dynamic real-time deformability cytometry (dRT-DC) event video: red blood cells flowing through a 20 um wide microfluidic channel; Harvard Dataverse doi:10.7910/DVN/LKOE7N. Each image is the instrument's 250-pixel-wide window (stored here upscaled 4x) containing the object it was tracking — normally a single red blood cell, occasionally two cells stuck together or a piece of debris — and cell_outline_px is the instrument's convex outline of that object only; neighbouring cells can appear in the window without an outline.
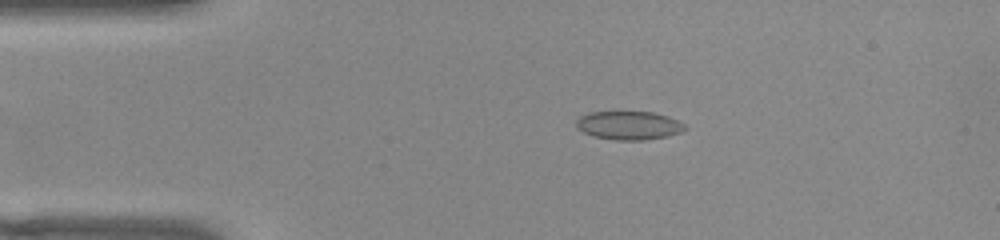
{"species": "common noctule bat (a hibernating species)", "species_latin": "Nyctalus noctula", "temperature_condition": "warm", "stored_images_in_passage": 44, "camera_frame_rate_fps": 3000, "um_per_image_px": 0.085, "animal": {"sex": "female", "body_mass_g": 22.0, "forearm_length_mm": 56.7}, "frame": {"image": 1, "passage_image": 1, "time_ms": 0.0, "image_size_px": [1000, 240], "cell_outline_px": [[688, 128], [680, 132], [668, 136], [644, 140], [616, 140], [592, 136], [576, 128], [576, 120], [580, 116], [588, 112], [652, 112], [668, 116], [684, 124]], "centroid_in_image_um": [53.43, 10.66], "position_along_channel_um": 31.6, "area_um2": 18.09}}
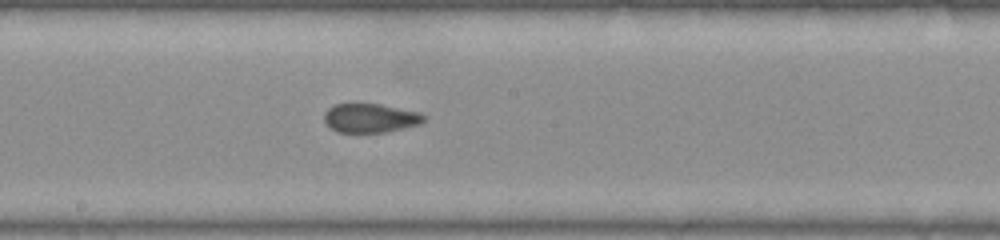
{"frame": {"image": 2, "passage_image": 19, "time_ms": 6.0, "image_size_px": [1000, 240], "cell_outline_px": [[424, 120], [420, 124], [388, 132], [336, 132], [324, 120], [324, 112], [332, 104], [380, 104], [420, 112], [424, 116]], "centroid_in_image_um": [31.47, 10.03], "position_along_channel_um": 216.7, "area_um2": 16.82}}
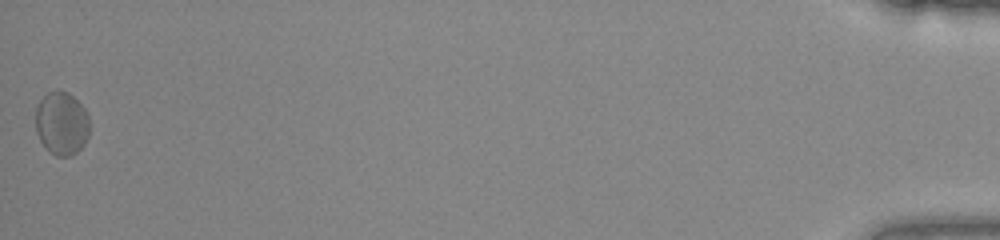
{"frame": {"image": 3, "passage_image": 44, "time_ms": 14.333, "image_size_px": [1000, 240], "cell_outline_px": [[88, 136], [84, 144], [72, 156], [56, 156], [48, 152], [44, 148], [36, 132], [36, 108], [40, 100], [48, 92], [56, 88], [68, 92], [84, 108], [88, 116]], "centroid_in_image_um": [5.21, 10.49], "position_along_channel_um": 430.0, "area_um2": 20.06}, "authors_computed_cell_mechanics": {"area_um2": 17.6868, "velocity_mm_per_s": 3.7944, "shape_relaxation_time_tau1_ms": null, "shape_relaxation_time_tau2_ms": 1.1496, "deformation_change_tau1": null, "deformation_change_tau2": 0.05}}